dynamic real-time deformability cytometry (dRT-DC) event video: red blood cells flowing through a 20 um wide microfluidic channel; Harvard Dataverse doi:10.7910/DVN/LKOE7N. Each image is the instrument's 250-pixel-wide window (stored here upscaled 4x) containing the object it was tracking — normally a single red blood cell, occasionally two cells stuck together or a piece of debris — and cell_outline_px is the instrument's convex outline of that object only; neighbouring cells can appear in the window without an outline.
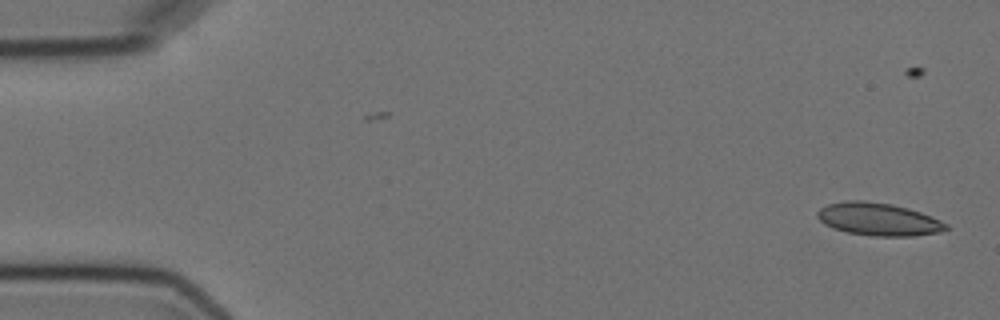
{"species": "Egyptian fruit bat (a non-hibernating species)", "species_latin": "Rousettus aegyptiacus", "temperature_condition": "cold", "stored_images_in_passage": 3, "camera_frame_rate_fps": 3000, "um_per_image_px": 0.085, "animal": {"sex": "female"}, "frame": {"image": 1, "passage_image": 3, "time_ms": 2.333, "image_size_px": [1000, 320], "cell_outline_px": [[948, 228], [940, 232], [912, 236], [872, 236], [848, 232], [824, 224], [816, 216], [816, 212], [820, 208], [828, 204], [844, 200], [864, 200], [892, 204], [908, 208], [932, 216], [948, 224]], "centroid_in_image_um": [74.66, 18.62], "position_along_channel_um": 10.3, "area_um2": 24.57}}